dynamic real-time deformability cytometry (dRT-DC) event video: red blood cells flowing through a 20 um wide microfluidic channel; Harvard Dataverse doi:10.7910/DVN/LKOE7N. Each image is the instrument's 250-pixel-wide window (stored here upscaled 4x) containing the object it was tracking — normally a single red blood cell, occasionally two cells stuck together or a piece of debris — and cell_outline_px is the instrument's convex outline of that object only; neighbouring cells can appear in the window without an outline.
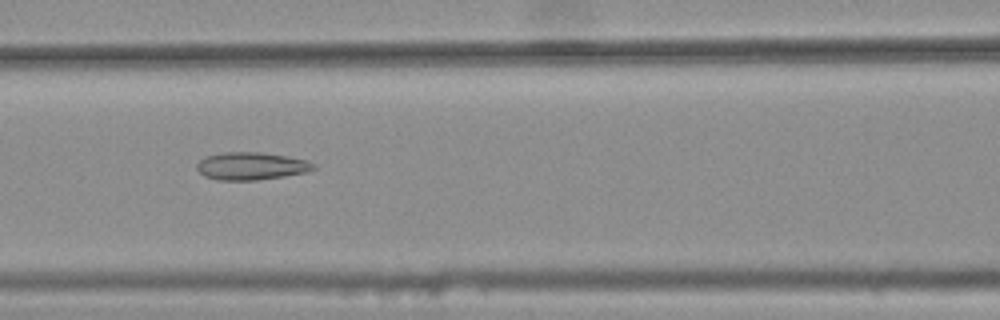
{"species": "common noctule bat (a hibernating species)", "species_latin": "Nyctalus noctula", "temperature_condition": "warm", "stored_images_in_passage": 31, "camera_frame_rate_fps": 3000, "um_per_image_px": 0.085, "animal": {"sex": "female", "body_mass_g": 25.1}, "frame": {"image": 1, "passage_image": 7, "time_ms": 2.0, "image_size_px": [1000, 320], "cell_outline_px": [[316, 168], [304, 172], [284, 176], [256, 180], [216, 180], [204, 176], [196, 168], [196, 164], [204, 156], [224, 152], [260, 152], [288, 156], [308, 160], [316, 164]], "centroid_in_image_um": [21.34, 14.1], "position_along_channel_um": 145.3, "area_um2": 18.9}}
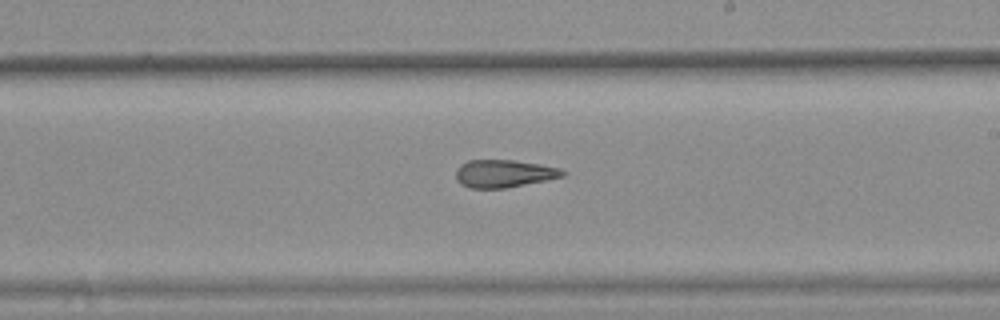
{"frame": {"image": 2, "passage_image": 15, "time_ms": 4.667, "image_size_px": [1000, 320], "cell_outline_px": [[568, 172], [564, 176], [504, 188], [468, 188], [460, 184], [456, 180], [456, 168], [460, 164], [468, 160], [512, 160], [540, 164], [560, 168]], "centroid_in_image_um": [42.8, 14.75], "position_along_channel_um": 246.2, "area_um2": 17.22}}
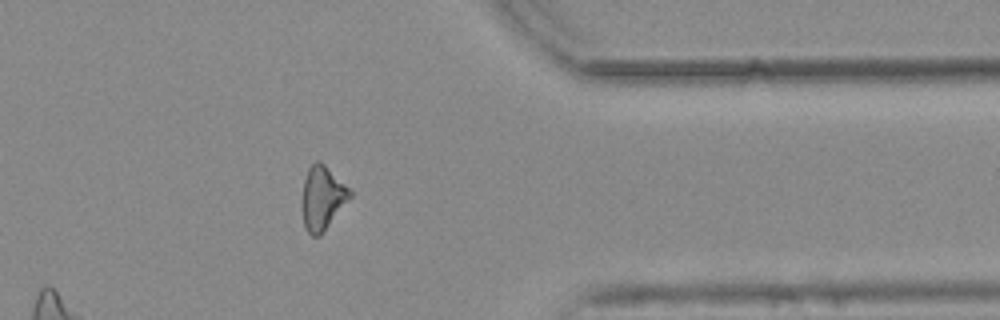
{"frame": {"image": 3, "passage_image": 27, "time_ms": 8.667, "image_size_px": [1000, 320], "cell_outline_px": [[352, 196], [320, 236], [312, 236], [304, 228], [300, 208], [300, 200], [304, 180], [308, 168], [316, 160], [320, 160], [352, 192]], "centroid_in_image_um": [27.34, 16.85], "position_along_channel_um": 384.1, "area_um2": 17.98}, "authors_computed_cell_mechanics": {"area_um2": 17.629, "velocity_mm_per_s": 3.7939, "shape_relaxation_time_tau1_ms": null, "shape_relaxation_time_tau2_ms": 2.9179, "deformation_change_tau1": null, "deformation_change_tau2": 0.122}}